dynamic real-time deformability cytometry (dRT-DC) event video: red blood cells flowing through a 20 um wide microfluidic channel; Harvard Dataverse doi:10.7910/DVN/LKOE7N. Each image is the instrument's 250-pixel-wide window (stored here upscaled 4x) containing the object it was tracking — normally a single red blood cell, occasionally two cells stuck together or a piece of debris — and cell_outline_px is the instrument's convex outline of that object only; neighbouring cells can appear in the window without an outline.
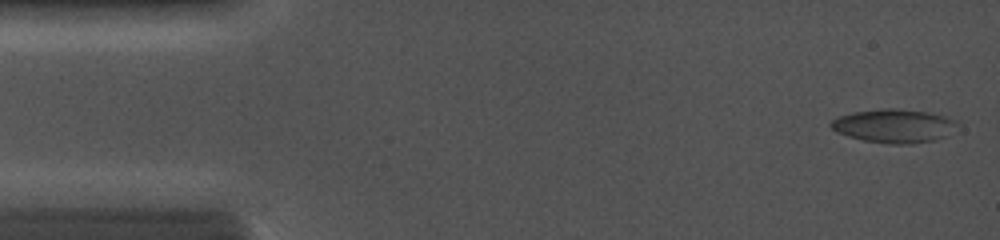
{"species": "common noctule bat (a hibernating species)", "species_latin": "Nyctalus noctula", "temperature_condition": "cold", "stored_images_in_passage": 81, "camera_frame_rate_fps": 5000, "um_per_image_px": 0.085, "animal": {"sex": "female", "body_mass_g": 19.0, "forearm_length_mm": 56.7}, "frame": {"image": 1, "passage_image": 1, "time_ms": 0.0, "image_size_px": [1000, 240], "cell_outline_px": [[960, 124], [948, 136], [936, 140], [912, 144], [888, 144], [864, 140], [848, 136], [836, 132], [828, 124], [836, 116], [852, 112], [880, 108], [892, 108], [928, 112], [944, 116], [956, 120]], "centroid_in_image_um": [76.0, 10.7], "position_along_channel_um": 9.0, "area_um2": 25.14}}
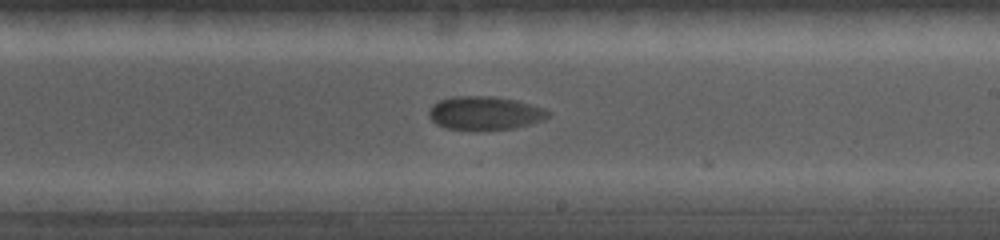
{"frame": {"image": 2, "passage_image": 51, "time_ms": 8.4, "image_size_px": [1000, 240], "cell_outline_px": [[552, 116], [544, 120], [512, 128], [476, 132], [444, 128], [436, 124], [428, 116], [428, 108], [432, 104], [440, 100], [452, 96], [492, 96], [516, 100], [544, 108], [552, 112]], "centroid_in_image_um": [41.19, 9.64], "position_along_channel_um": 247.8, "area_um2": 23.99}}
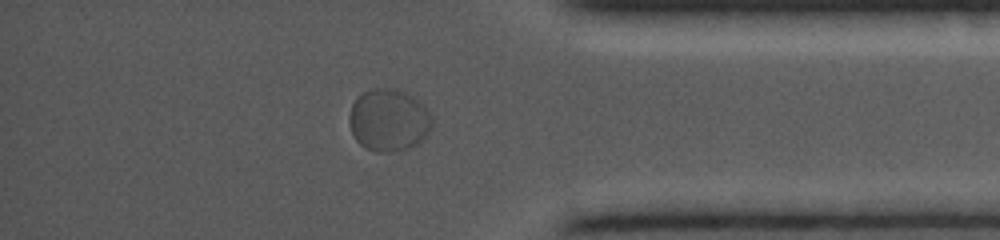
{"frame": {"image": 3, "passage_image": 75, "time_ms": 12.2, "image_size_px": [1000, 240], "cell_outline_px": [[432, 128], [416, 144], [408, 148], [392, 152], [376, 152], [364, 148], [356, 140], [352, 132], [348, 120], [348, 116], [352, 104], [356, 96], [372, 88], [388, 88], [404, 92], [412, 96], [424, 104], [432, 116]], "centroid_in_image_um": [33.02, 10.21], "position_along_channel_um": 402.2, "area_um2": 30.23}}